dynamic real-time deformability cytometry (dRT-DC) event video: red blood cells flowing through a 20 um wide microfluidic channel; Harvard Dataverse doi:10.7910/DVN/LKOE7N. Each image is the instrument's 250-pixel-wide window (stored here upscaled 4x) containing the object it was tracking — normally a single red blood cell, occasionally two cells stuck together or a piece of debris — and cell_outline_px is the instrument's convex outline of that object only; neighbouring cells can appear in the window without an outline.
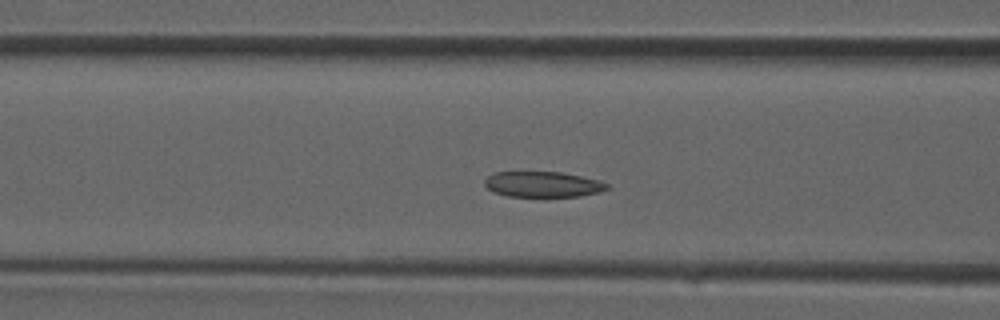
{"species": "common noctule bat (a hibernating species)", "species_latin": "Nyctalus noctula", "temperature_condition": "room temperature", "stored_images_in_passage": 32, "camera_frame_rate_fps": 3000, "um_per_image_px": 0.085, "animal": {"sex": "male", "forearm_length_mm": 52.5}, "frame": {"image": 1, "passage_image": 10, "time_ms": 3.0, "image_size_px": [1000, 320], "cell_outline_px": [[608, 188], [600, 192], [580, 196], [508, 196], [492, 192], [484, 184], [484, 180], [488, 176], [496, 172], [564, 172], [600, 180], [608, 184]], "centroid_in_image_um": [46.15, 15.66], "position_along_channel_um": 120.5, "area_um2": 18.26}}
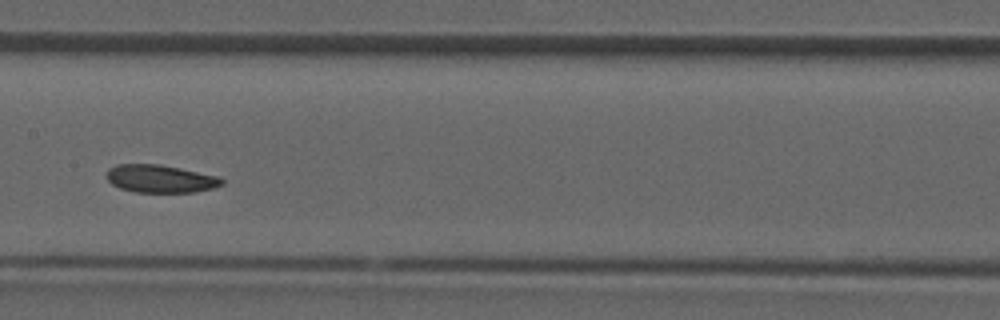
{"frame": {"image": 2, "passage_image": 14, "time_ms": 4.333, "image_size_px": [1000, 320], "cell_outline_px": [[224, 184], [212, 188], [196, 192], [136, 192], [120, 188], [112, 184], [108, 180], [108, 168], [116, 164], [160, 164], [220, 176], [224, 180]], "centroid_in_image_um": [13.66, 15.19], "position_along_channel_um": 193.7, "area_um2": 18.73}}
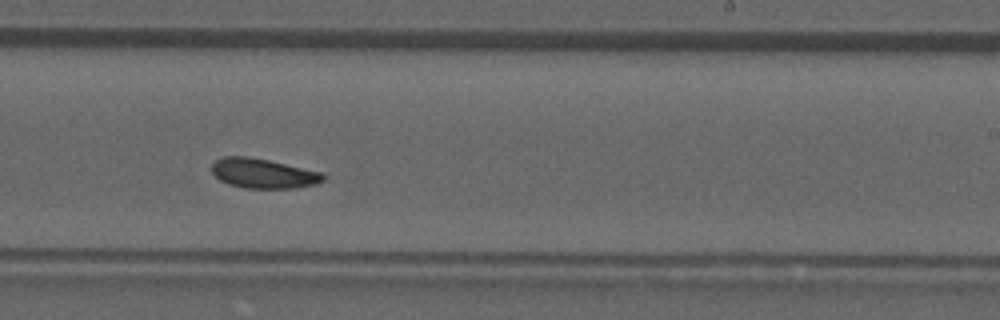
{"frame": {"image": 3, "passage_image": 18, "time_ms": 5.667, "image_size_px": [1000, 320], "cell_outline_px": [[324, 180], [316, 184], [296, 188], [244, 188], [228, 184], [220, 180], [212, 172], [212, 164], [216, 160], [224, 156], [248, 156], [268, 160], [324, 172]], "centroid_in_image_um": [22.39, 14.74], "position_along_channel_um": 266.6, "area_um2": 19.36}}